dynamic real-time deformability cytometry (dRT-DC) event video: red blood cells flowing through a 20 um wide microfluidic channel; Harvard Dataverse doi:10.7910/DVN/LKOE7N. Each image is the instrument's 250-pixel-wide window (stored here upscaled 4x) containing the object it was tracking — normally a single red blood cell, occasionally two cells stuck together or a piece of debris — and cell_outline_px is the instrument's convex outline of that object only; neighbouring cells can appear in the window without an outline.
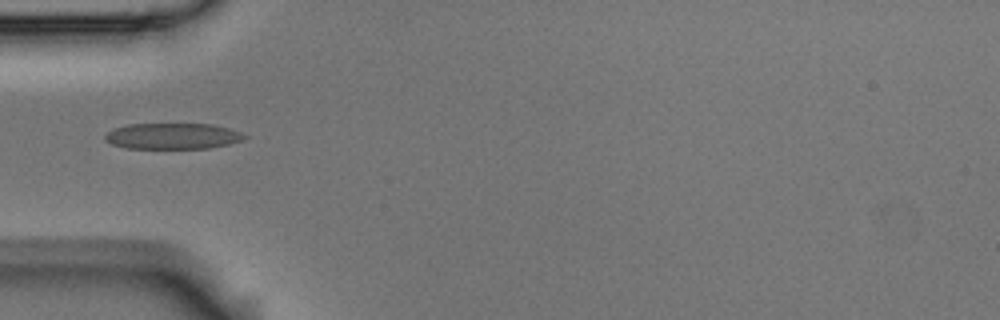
{"species": "Egyptian fruit bat (a non-hibernating species)", "species_latin": "Rousettus aegyptiacus", "temperature_condition": "room temperature", "stored_images_in_passage": 2, "camera_frame_rate_fps": 3000, "um_per_image_px": 0.085, "animal": {"sex": "male"}, "frame": {"image": 1, "passage_image": 1, "time_ms": 0.0, "image_size_px": [1000, 320], "cell_outline_px": [[248, 136], [244, 140], [228, 144], [208, 148], [124, 148], [112, 144], [104, 140], [104, 136], [108, 132], [116, 128], [128, 124], [212, 124], [228, 128], [240, 132]], "centroid_in_image_um": [14.68, 11.57], "position_along_channel_um": 70.3, "area_um2": 21.04}}
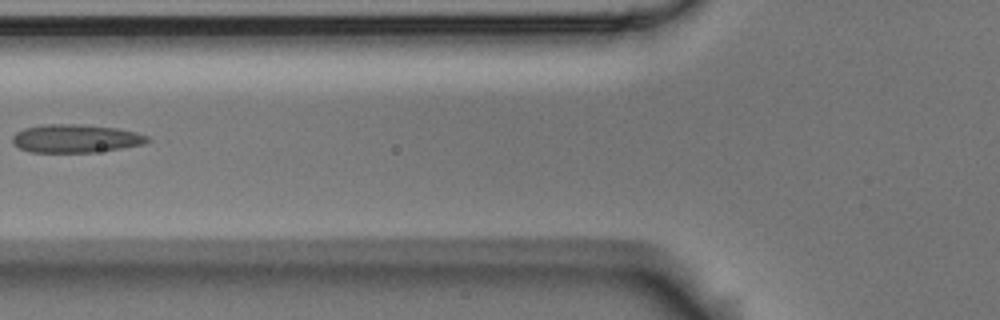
{"frame": {"image": 2, "passage_image": 2, "time_ms": 0.333, "image_size_px": [1000, 320], "cell_outline_px": [[152, 140], [144, 144], [120, 148], [92, 152], [28, 152], [12, 144], [12, 136], [16, 132], [24, 128], [40, 124], [80, 124], [116, 128], [136, 132], [148, 136]], "centroid_in_image_um": [6.4, 11.76], "position_along_channel_um": 119.4, "area_um2": 22.31}}